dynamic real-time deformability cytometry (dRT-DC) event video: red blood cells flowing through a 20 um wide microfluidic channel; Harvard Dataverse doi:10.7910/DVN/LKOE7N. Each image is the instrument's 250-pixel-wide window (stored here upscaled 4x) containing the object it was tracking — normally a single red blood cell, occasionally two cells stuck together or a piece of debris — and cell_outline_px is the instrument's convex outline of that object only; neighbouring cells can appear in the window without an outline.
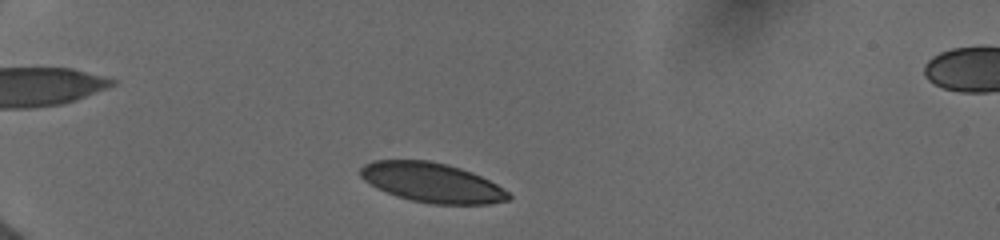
{"species": "human", "species_latin": "Homo sapiens", "temperature_condition": "cold", "stored_images_in_passage": 9, "camera_frame_rate_fps": 3000, "um_per_image_px": 0.085, "donor": {"sex": "female"}, "frame": {"image": 1, "passage_image": 2, "time_ms": 0.333, "image_size_px": [1000, 240], "cell_outline_px": [[512, 196], [508, 200], [488, 204], [432, 204], [412, 200], [396, 196], [376, 188], [364, 180], [360, 176], [360, 168], [364, 164], [372, 160], [428, 160], [448, 164], [472, 172], [496, 184], [508, 192]], "centroid_in_image_um": [36.69, 15.51], "position_along_channel_um": 48.3, "area_um2": 34.16}}
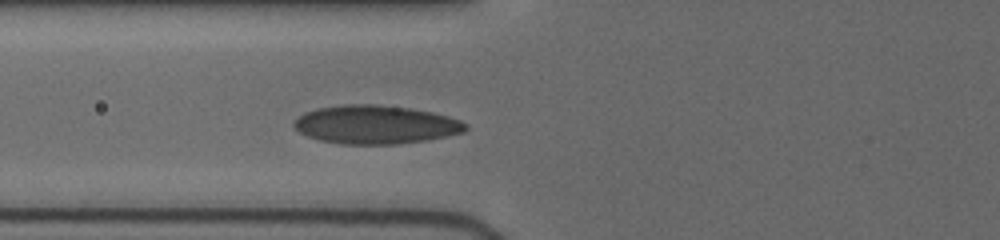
{"frame": {"image": 2, "passage_image": 7, "time_ms": 2.667, "image_size_px": [1000, 240], "cell_outline_px": [[468, 128], [464, 132], [448, 136], [424, 140], [396, 144], [340, 144], [320, 140], [308, 136], [300, 132], [292, 124], [292, 120], [304, 112], [316, 108], [344, 104], [376, 104], [408, 108], [432, 112], [448, 116], [460, 120], [468, 124]], "centroid_in_image_um": [31.91, 10.58], "position_along_channel_um": 93.9, "area_um2": 38.67}}
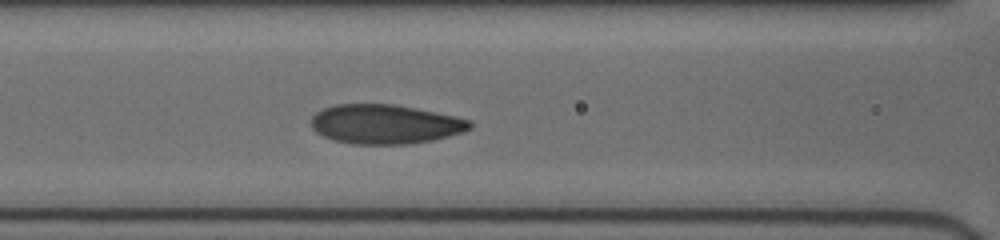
{"frame": {"image": 3, "passage_image": 9, "time_ms": 3.667, "image_size_px": [1000, 240], "cell_outline_px": [[472, 128], [464, 132], [432, 140], [408, 144], [352, 144], [332, 140], [316, 132], [312, 128], [312, 116], [316, 112], [324, 108], [336, 104], [392, 104], [416, 108], [456, 116], [468, 120], [472, 124]], "centroid_in_image_um": [32.73, 10.56], "position_along_channel_um": 133.9, "area_um2": 36.41}}